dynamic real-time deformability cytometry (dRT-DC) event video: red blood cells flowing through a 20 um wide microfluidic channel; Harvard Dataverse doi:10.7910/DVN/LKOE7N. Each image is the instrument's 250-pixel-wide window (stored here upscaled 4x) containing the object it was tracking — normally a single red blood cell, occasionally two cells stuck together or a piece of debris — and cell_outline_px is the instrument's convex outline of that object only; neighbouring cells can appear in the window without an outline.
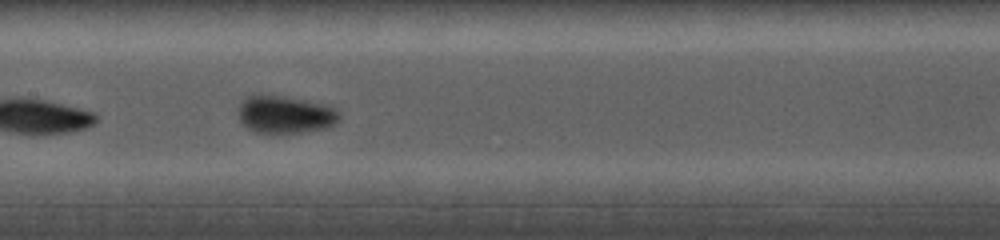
{"species": "common noctule bat (a hibernating species)", "species_latin": "Nyctalus noctula", "temperature_condition": "cold", "stored_images_in_passage": 7, "camera_frame_rate_fps": 5000, "um_per_image_px": 0.085, "animal": {"sex": "female", "body_mass_g": 19.0, "forearm_length_mm": 56.7}, "frame": {"image": 1, "passage_image": 5, "time_ms": 3.2, "image_size_px": [1000, 240], "cell_outline_px": [[340, 120], [324, 128], [300, 132], [256, 132], [248, 128], [240, 120], [240, 104], [252, 92], [260, 92], [284, 96], [324, 104], [336, 108], [340, 112]], "centroid_in_image_um": [24.23, 9.68], "position_along_channel_um": 183.2, "area_um2": 22.14}}